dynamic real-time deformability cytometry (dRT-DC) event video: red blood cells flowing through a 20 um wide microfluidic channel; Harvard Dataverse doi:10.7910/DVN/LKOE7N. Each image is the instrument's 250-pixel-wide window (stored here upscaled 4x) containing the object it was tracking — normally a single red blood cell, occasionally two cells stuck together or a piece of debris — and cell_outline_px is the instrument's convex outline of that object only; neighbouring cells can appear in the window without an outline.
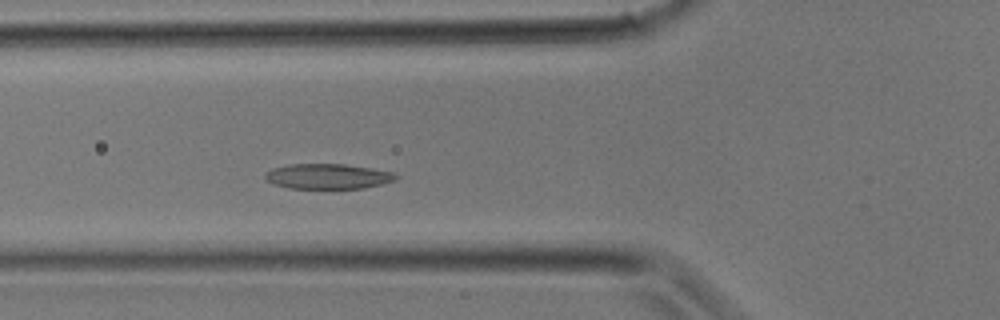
{"species": "common noctule bat (a hibernating species)", "species_latin": "Nyctalus noctula", "temperature_condition": "room temperature", "stored_images_in_passage": 9, "camera_frame_rate_fps": 3000, "um_per_image_px": 0.085, "animal": {"sex": "male", "body_mass_g": 17.9}, "frame": {"image": 1, "passage_image": 7, "time_ms": 2.0, "image_size_px": [1000, 320], "cell_outline_px": [[396, 176], [392, 180], [380, 184], [364, 188], [288, 188], [272, 184], [264, 176], [272, 168], [288, 164], [344, 164], [372, 168], [392, 172]], "centroid_in_image_um": [27.81, 14.98], "position_along_channel_um": 98.0, "area_um2": 18.9}}
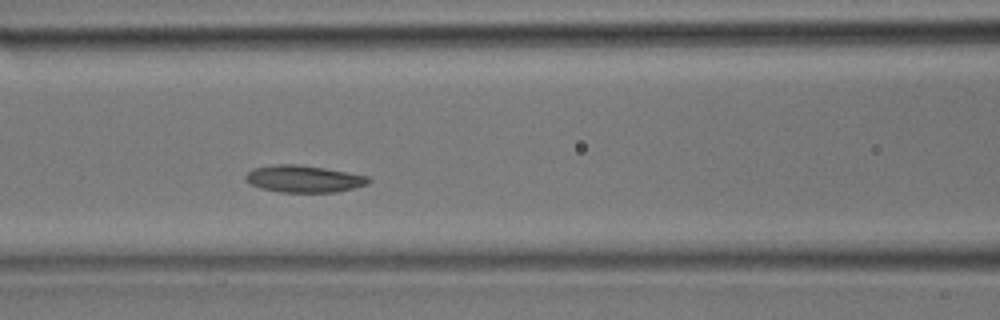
{"frame": {"image": 2, "passage_image": 9, "time_ms": 2.667, "image_size_px": [1000, 320], "cell_outline_px": [[372, 180], [368, 184], [336, 192], [280, 192], [260, 188], [244, 180], [244, 176], [252, 168], [276, 164], [296, 164], [324, 168], [368, 176]], "centroid_in_image_um": [25.79, 15.2], "position_along_channel_um": 140.8, "area_um2": 19.31}}